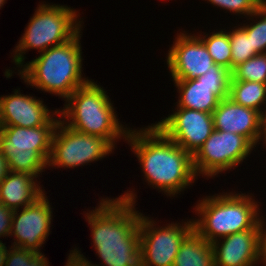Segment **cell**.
Instances as JSON below:
<instances>
[{"label": "cell", "instance_id": "4fadbf2b", "mask_svg": "<svg viewBox=\"0 0 266 266\" xmlns=\"http://www.w3.org/2000/svg\"><path fill=\"white\" fill-rule=\"evenodd\" d=\"M45 194L22 208V211L13 210L10 236L15 238L12 246L41 253L40 248L48 239L50 227L53 226V208Z\"/></svg>", "mask_w": 266, "mask_h": 266}, {"label": "cell", "instance_id": "d6a6232c", "mask_svg": "<svg viewBox=\"0 0 266 266\" xmlns=\"http://www.w3.org/2000/svg\"><path fill=\"white\" fill-rule=\"evenodd\" d=\"M7 0H0V9L2 8V6L6 3Z\"/></svg>", "mask_w": 266, "mask_h": 266}, {"label": "cell", "instance_id": "f546056e", "mask_svg": "<svg viewBox=\"0 0 266 266\" xmlns=\"http://www.w3.org/2000/svg\"><path fill=\"white\" fill-rule=\"evenodd\" d=\"M65 266H91L86 261L79 259L76 257L71 251L69 253L67 263Z\"/></svg>", "mask_w": 266, "mask_h": 266}, {"label": "cell", "instance_id": "4dcf8cb0", "mask_svg": "<svg viewBox=\"0 0 266 266\" xmlns=\"http://www.w3.org/2000/svg\"><path fill=\"white\" fill-rule=\"evenodd\" d=\"M262 118V142L266 145V107L264 108L263 113L261 114Z\"/></svg>", "mask_w": 266, "mask_h": 266}, {"label": "cell", "instance_id": "5b68a950", "mask_svg": "<svg viewBox=\"0 0 266 266\" xmlns=\"http://www.w3.org/2000/svg\"><path fill=\"white\" fill-rule=\"evenodd\" d=\"M223 193L206 196L194 206L199 217L193 219L194 230L210 243L234 233L258 229L259 202L249 193Z\"/></svg>", "mask_w": 266, "mask_h": 266}, {"label": "cell", "instance_id": "1f68e13d", "mask_svg": "<svg viewBox=\"0 0 266 266\" xmlns=\"http://www.w3.org/2000/svg\"><path fill=\"white\" fill-rule=\"evenodd\" d=\"M6 244L0 242V266H4L6 257Z\"/></svg>", "mask_w": 266, "mask_h": 266}, {"label": "cell", "instance_id": "9c48e42d", "mask_svg": "<svg viewBox=\"0 0 266 266\" xmlns=\"http://www.w3.org/2000/svg\"><path fill=\"white\" fill-rule=\"evenodd\" d=\"M255 146L244 136L214 130L193 157L196 176L213 178L223 171L237 167Z\"/></svg>", "mask_w": 266, "mask_h": 266}, {"label": "cell", "instance_id": "52a82bcc", "mask_svg": "<svg viewBox=\"0 0 266 266\" xmlns=\"http://www.w3.org/2000/svg\"><path fill=\"white\" fill-rule=\"evenodd\" d=\"M60 120L55 117L48 125L24 128L1 126L0 151L8 160L11 172L27 173L39 179L47 167L52 137Z\"/></svg>", "mask_w": 266, "mask_h": 266}, {"label": "cell", "instance_id": "44dd1931", "mask_svg": "<svg viewBox=\"0 0 266 266\" xmlns=\"http://www.w3.org/2000/svg\"><path fill=\"white\" fill-rule=\"evenodd\" d=\"M221 29L212 34H197L205 44L208 53L211 55L215 64L225 67L231 71V44L229 30ZM202 35V36H201ZM209 35V36H208Z\"/></svg>", "mask_w": 266, "mask_h": 266}, {"label": "cell", "instance_id": "3957f363", "mask_svg": "<svg viewBox=\"0 0 266 266\" xmlns=\"http://www.w3.org/2000/svg\"><path fill=\"white\" fill-rule=\"evenodd\" d=\"M81 31L71 40L53 46L18 69L27 85L59 96L64 101L89 79L82 74Z\"/></svg>", "mask_w": 266, "mask_h": 266}, {"label": "cell", "instance_id": "8fae6325", "mask_svg": "<svg viewBox=\"0 0 266 266\" xmlns=\"http://www.w3.org/2000/svg\"><path fill=\"white\" fill-rule=\"evenodd\" d=\"M231 79L232 71L214 63L198 78L174 80L179 93L175 106L213 114L220 100L229 97Z\"/></svg>", "mask_w": 266, "mask_h": 266}, {"label": "cell", "instance_id": "7a4b0ae2", "mask_svg": "<svg viewBox=\"0 0 266 266\" xmlns=\"http://www.w3.org/2000/svg\"><path fill=\"white\" fill-rule=\"evenodd\" d=\"M125 141L136 155L145 181L159 192L175 197L197 179L192 155L155 125L129 129Z\"/></svg>", "mask_w": 266, "mask_h": 266}, {"label": "cell", "instance_id": "7c38bea8", "mask_svg": "<svg viewBox=\"0 0 266 266\" xmlns=\"http://www.w3.org/2000/svg\"><path fill=\"white\" fill-rule=\"evenodd\" d=\"M175 110L153 125L193 156L214 131L213 114L184 107Z\"/></svg>", "mask_w": 266, "mask_h": 266}, {"label": "cell", "instance_id": "83f0119b", "mask_svg": "<svg viewBox=\"0 0 266 266\" xmlns=\"http://www.w3.org/2000/svg\"><path fill=\"white\" fill-rule=\"evenodd\" d=\"M258 230H259V253L261 261H263L266 258V223L264 221L263 215H260L259 217Z\"/></svg>", "mask_w": 266, "mask_h": 266}, {"label": "cell", "instance_id": "d4e9b609", "mask_svg": "<svg viewBox=\"0 0 266 266\" xmlns=\"http://www.w3.org/2000/svg\"><path fill=\"white\" fill-rule=\"evenodd\" d=\"M4 266H49L48 258L43 253H35L20 247H6Z\"/></svg>", "mask_w": 266, "mask_h": 266}, {"label": "cell", "instance_id": "836d02e7", "mask_svg": "<svg viewBox=\"0 0 266 266\" xmlns=\"http://www.w3.org/2000/svg\"><path fill=\"white\" fill-rule=\"evenodd\" d=\"M262 265L266 266V258L262 261Z\"/></svg>", "mask_w": 266, "mask_h": 266}, {"label": "cell", "instance_id": "2e32d148", "mask_svg": "<svg viewBox=\"0 0 266 266\" xmlns=\"http://www.w3.org/2000/svg\"><path fill=\"white\" fill-rule=\"evenodd\" d=\"M214 130L240 134L255 147L262 140L261 113L235 103L229 97L220 100L213 111Z\"/></svg>", "mask_w": 266, "mask_h": 266}, {"label": "cell", "instance_id": "603a6c76", "mask_svg": "<svg viewBox=\"0 0 266 266\" xmlns=\"http://www.w3.org/2000/svg\"><path fill=\"white\" fill-rule=\"evenodd\" d=\"M231 80L254 81L266 84V53L257 54L236 66Z\"/></svg>", "mask_w": 266, "mask_h": 266}, {"label": "cell", "instance_id": "4316f807", "mask_svg": "<svg viewBox=\"0 0 266 266\" xmlns=\"http://www.w3.org/2000/svg\"><path fill=\"white\" fill-rule=\"evenodd\" d=\"M12 218L13 210L0 203V237H10Z\"/></svg>", "mask_w": 266, "mask_h": 266}, {"label": "cell", "instance_id": "484cf974", "mask_svg": "<svg viewBox=\"0 0 266 266\" xmlns=\"http://www.w3.org/2000/svg\"><path fill=\"white\" fill-rule=\"evenodd\" d=\"M206 1V0H205ZM214 6L220 7L235 15H242L246 18L256 12L266 0H207Z\"/></svg>", "mask_w": 266, "mask_h": 266}, {"label": "cell", "instance_id": "6da1fadb", "mask_svg": "<svg viewBox=\"0 0 266 266\" xmlns=\"http://www.w3.org/2000/svg\"><path fill=\"white\" fill-rule=\"evenodd\" d=\"M136 198L133 190H127L118 198H102L94 210L85 213L95 255L103 266H141L139 224L142 213L136 210ZM71 252L91 266H99L92 264L76 247Z\"/></svg>", "mask_w": 266, "mask_h": 266}, {"label": "cell", "instance_id": "ffe728a7", "mask_svg": "<svg viewBox=\"0 0 266 266\" xmlns=\"http://www.w3.org/2000/svg\"><path fill=\"white\" fill-rule=\"evenodd\" d=\"M229 98L237 104L255 109L262 114L266 107V84L231 80Z\"/></svg>", "mask_w": 266, "mask_h": 266}, {"label": "cell", "instance_id": "f1b7e54d", "mask_svg": "<svg viewBox=\"0 0 266 266\" xmlns=\"http://www.w3.org/2000/svg\"><path fill=\"white\" fill-rule=\"evenodd\" d=\"M9 172L10 170L8 166V160L0 151V183L8 175Z\"/></svg>", "mask_w": 266, "mask_h": 266}, {"label": "cell", "instance_id": "277c9868", "mask_svg": "<svg viewBox=\"0 0 266 266\" xmlns=\"http://www.w3.org/2000/svg\"><path fill=\"white\" fill-rule=\"evenodd\" d=\"M60 119L72 129L108 140L114 147L130 128L118 121L111 99L93 80L78 87L66 100ZM116 142V143H115Z\"/></svg>", "mask_w": 266, "mask_h": 266}, {"label": "cell", "instance_id": "9a60e30c", "mask_svg": "<svg viewBox=\"0 0 266 266\" xmlns=\"http://www.w3.org/2000/svg\"><path fill=\"white\" fill-rule=\"evenodd\" d=\"M43 100L21 94L20 88L14 94L0 96L1 126H19L24 128L48 125L59 110H49Z\"/></svg>", "mask_w": 266, "mask_h": 266}, {"label": "cell", "instance_id": "8992f818", "mask_svg": "<svg viewBox=\"0 0 266 266\" xmlns=\"http://www.w3.org/2000/svg\"><path fill=\"white\" fill-rule=\"evenodd\" d=\"M40 3L25 28L15 50L13 62L19 68L24 64V54L30 49L39 53L73 39L83 28L80 13L66 5ZM79 21V22H78Z\"/></svg>", "mask_w": 266, "mask_h": 266}, {"label": "cell", "instance_id": "5bb4252c", "mask_svg": "<svg viewBox=\"0 0 266 266\" xmlns=\"http://www.w3.org/2000/svg\"><path fill=\"white\" fill-rule=\"evenodd\" d=\"M185 32L177 33L165 59L172 81L198 78L214 64L202 40Z\"/></svg>", "mask_w": 266, "mask_h": 266}, {"label": "cell", "instance_id": "ac0fdd59", "mask_svg": "<svg viewBox=\"0 0 266 266\" xmlns=\"http://www.w3.org/2000/svg\"><path fill=\"white\" fill-rule=\"evenodd\" d=\"M37 183L30 174L10 171L0 183V203L12 210L32 204L46 192Z\"/></svg>", "mask_w": 266, "mask_h": 266}, {"label": "cell", "instance_id": "ba28073f", "mask_svg": "<svg viewBox=\"0 0 266 266\" xmlns=\"http://www.w3.org/2000/svg\"><path fill=\"white\" fill-rule=\"evenodd\" d=\"M113 149L108 140L76 131L60 119L52 137L47 167L74 169L109 156Z\"/></svg>", "mask_w": 266, "mask_h": 266}, {"label": "cell", "instance_id": "e0dca14e", "mask_svg": "<svg viewBox=\"0 0 266 266\" xmlns=\"http://www.w3.org/2000/svg\"><path fill=\"white\" fill-rule=\"evenodd\" d=\"M211 245L214 266H255L258 262L262 263L258 229H249L222 237Z\"/></svg>", "mask_w": 266, "mask_h": 266}, {"label": "cell", "instance_id": "30bf717a", "mask_svg": "<svg viewBox=\"0 0 266 266\" xmlns=\"http://www.w3.org/2000/svg\"><path fill=\"white\" fill-rule=\"evenodd\" d=\"M155 223L144 214L140 217L141 266H173L183 240L194 230L193 220L171 222L164 227Z\"/></svg>", "mask_w": 266, "mask_h": 266}, {"label": "cell", "instance_id": "d6986e66", "mask_svg": "<svg viewBox=\"0 0 266 266\" xmlns=\"http://www.w3.org/2000/svg\"><path fill=\"white\" fill-rule=\"evenodd\" d=\"M173 266H214L211 243L193 230L183 240Z\"/></svg>", "mask_w": 266, "mask_h": 266}, {"label": "cell", "instance_id": "7402d4cb", "mask_svg": "<svg viewBox=\"0 0 266 266\" xmlns=\"http://www.w3.org/2000/svg\"><path fill=\"white\" fill-rule=\"evenodd\" d=\"M229 31L231 44V71L239 64L257 55L252 48L251 36L240 26Z\"/></svg>", "mask_w": 266, "mask_h": 266}, {"label": "cell", "instance_id": "cb8c5ba5", "mask_svg": "<svg viewBox=\"0 0 266 266\" xmlns=\"http://www.w3.org/2000/svg\"><path fill=\"white\" fill-rule=\"evenodd\" d=\"M253 18L256 20H253ZM248 20L254 22L252 21L250 24L246 22L243 26L241 24V27L247 32L248 36H251L252 48L257 54L266 53V2L256 12L252 13Z\"/></svg>", "mask_w": 266, "mask_h": 266}]
</instances>
